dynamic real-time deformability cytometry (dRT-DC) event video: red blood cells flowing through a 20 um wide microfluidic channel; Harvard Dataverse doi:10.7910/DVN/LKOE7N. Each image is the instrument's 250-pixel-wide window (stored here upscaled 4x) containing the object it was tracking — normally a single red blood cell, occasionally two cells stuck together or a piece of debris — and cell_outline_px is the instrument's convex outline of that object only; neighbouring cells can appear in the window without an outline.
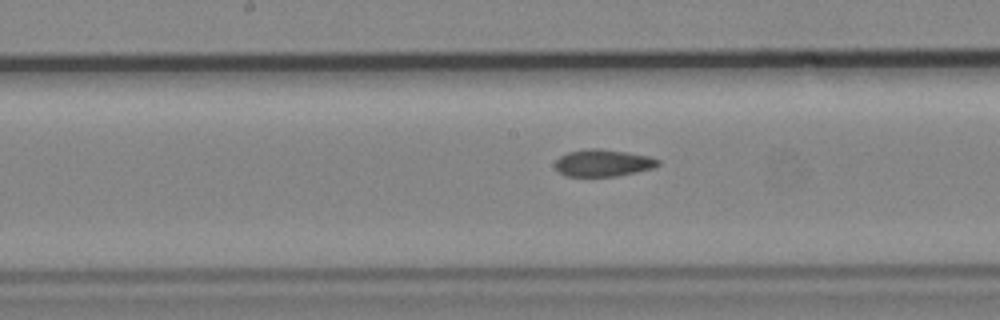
{"species": "common noctule bat (a hibernating species)", "species_latin": "Nyctalus noctula", "temperature_condition": "cold", "stored_images_in_passage": 37, "camera_frame_rate_fps": 3000, "um_per_image_px": 0.085, "animal": {"sex": "male", "body_mass_g": 19.2, "forearm_length_mm": 51.8}, "frame": {"image": 1, "passage_image": 20, "time_ms": 6.333, "image_size_px": [1000, 320], "cell_outline_px": [[660, 164], [656, 168], [616, 176], [564, 176], [556, 168], [556, 160], [560, 156], [568, 152], [588, 148], [600, 148], [648, 156], [660, 160]], "centroid_in_image_um": [51.27, 13.85], "position_along_channel_um": 196.9, "area_um2": 16.18}}
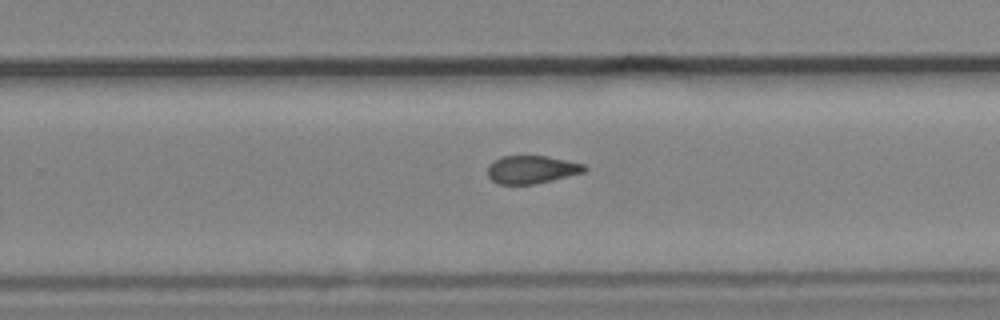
{"frame": {"image": 2, "passage_image": 27, "time_ms": 8.667, "image_size_px": [1000, 320], "cell_outline_px": [[588, 168], [584, 172], [536, 184], [496, 184], [488, 176], [488, 164], [492, 160], [500, 156], [548, 156], [584, 164]], "centroid_in_image_um": [45.16, 14.4], "position_along_channel_um": 284.6, "area_um2": 15.9}}
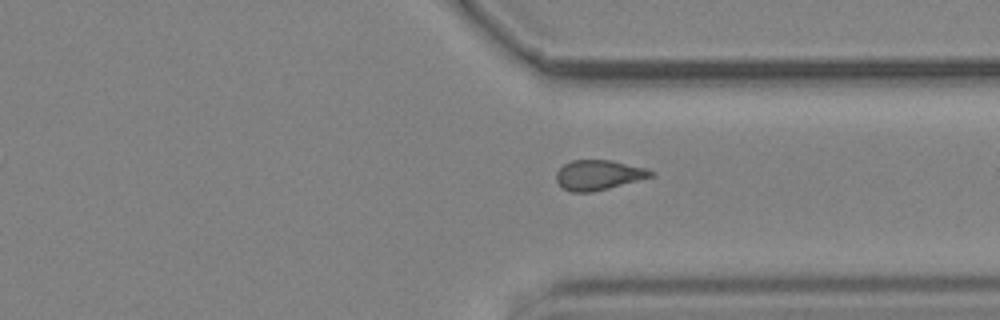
{"frame": {"image": 3, "passage_image": 33, "time_ms": 10.667, "image_size_px": [1000, 320], "cell_outline_px": [[656, 176], [592, 192], [572, 192], [564, 188], [556, 180], [556, 172], [564, 164], [572, 160], [612, 160], [644, 168], [656, 172]], "centroid_in_image_um": [50.9, 14.87], "position_along_channel_um": 360.5, "area_um2": 16.47}}